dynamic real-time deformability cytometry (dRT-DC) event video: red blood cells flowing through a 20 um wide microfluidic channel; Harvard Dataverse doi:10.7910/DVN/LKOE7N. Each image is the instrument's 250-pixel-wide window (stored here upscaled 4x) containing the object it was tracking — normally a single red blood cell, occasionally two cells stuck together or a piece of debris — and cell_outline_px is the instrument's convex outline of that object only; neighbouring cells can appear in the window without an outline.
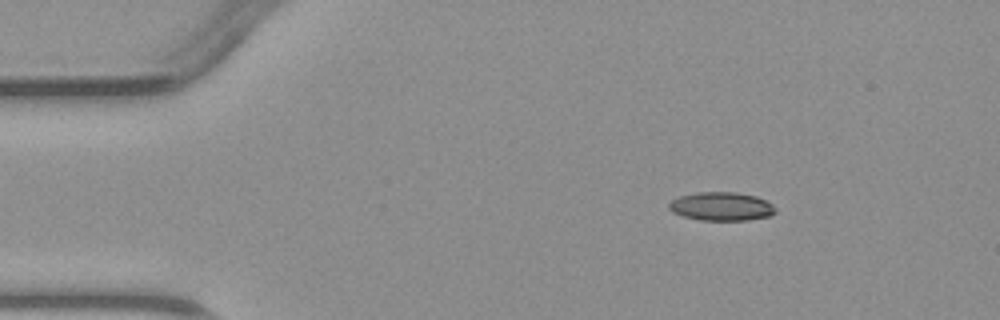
{"species": "common noctule bat (a hibernating species)", "species_latin": "Nyctalus noctula", "temperature_condition": "warm", "stored_images_in_passage": 3, "camera_frame_rate_fps": 3000, "um_per_image_px": 0.085, "animal": {"sex": "male", "body_mass_g": 23.1, "forearm_length_mm": 52.7}, "frame": {"image": 1, "passage_image": 1, "time_ms": 0.0, "image_size_px": [1000, 320], "cell_outline_px": [[776, 212], [768, 216], [748, 220], [700, 220], [684, 216], [672, 212], [668, 208], [668, 204], [672, 200], [680, 196], [696, 192], [736, 192], [756, 196], [772, 204], [776, 208]], "centroid_in_image_um": [61.31, 17.54], "position_along_channel_um": 23.7, "area_um2": 17.69}}
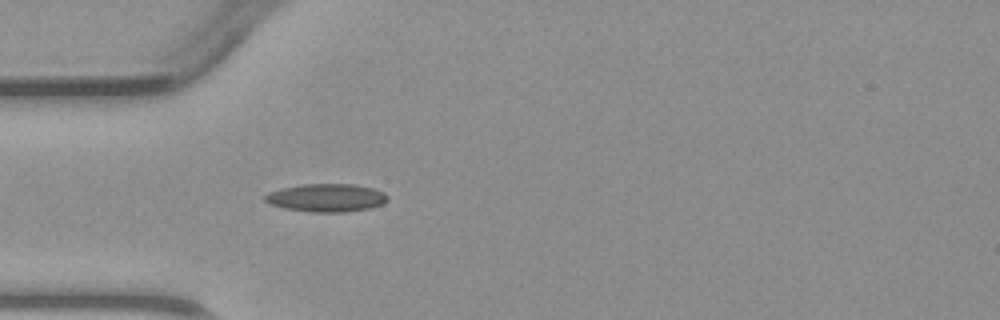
{"frame": {"image": 2, "passage_image": 3, "time_ms": 2.333, "image_size_px": [1000, 320], "cell_outline_px": [[388, 200], [384, 204], [368, 208], [344, 212], [312, 212], [284, 208], [268, 204], [264, 200], [264, 196], [268, 192], [284, 188], [304, 184], [356, 184], [372, 188], [384, 192], [388, 196]], "centroid_in_image_um": [27.75, 16.81], "position_along_channel_um": 57.2, "area_um2": 20.06}}